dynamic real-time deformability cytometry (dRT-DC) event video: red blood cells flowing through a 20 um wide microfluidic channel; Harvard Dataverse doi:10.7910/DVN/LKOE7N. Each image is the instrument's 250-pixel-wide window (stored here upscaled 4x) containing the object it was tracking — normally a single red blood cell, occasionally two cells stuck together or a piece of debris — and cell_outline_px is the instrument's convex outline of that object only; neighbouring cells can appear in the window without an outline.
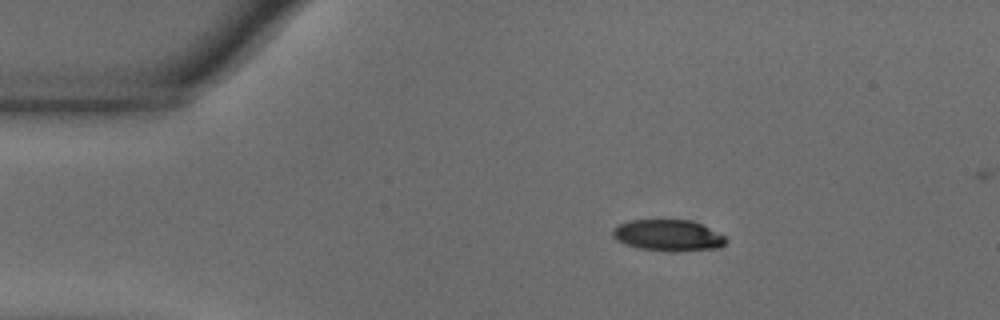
{"species": "common noctule bat (a hibernating species)", "species_latin": "Nyctalus noctula", "temperature_condition": "warm", "stored_images_in_passage": 46, "camera_frame_rate_fps": 3000, "um_per_image_px": 0.085, "animal": {"sex": "male", "body_mass_g": 18.8}, "frame": {"image": 1, "passage_image": 1, "time_ms": 0.0, "image_size_px": [1000, 320], "cell_outline_px": [[728, 240], [720, 248], [676, 252], [668, 252], [640, 248], [624, 244], [616, 240], [612, 236], [612, 232], [620, 224], [628, 220], [692, 220], [724, 236]], "centroid_in_image_um": [56.79, 20.02], "position_along_channel_um": 28.2, "area_um2": 20.69}}
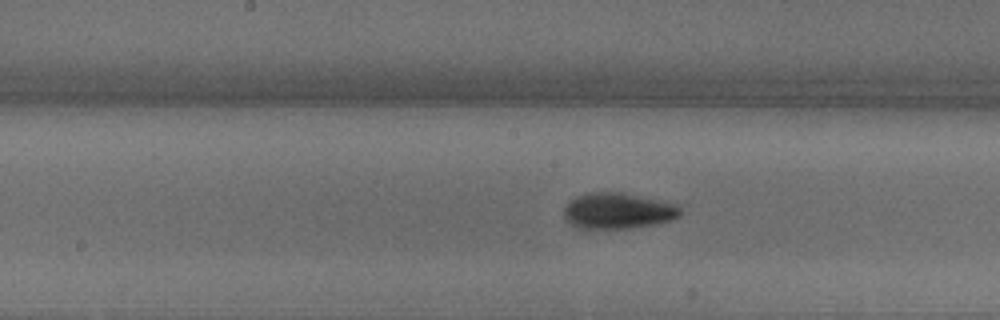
{"frame": {"image": 2, "passage_image": 19, "time_ms": 6.0, "image_size_px": [1000, 320], "cell_outline_px": [[680, 216], [672, 220], [652, 224], [628, 228], [580, 228], [564, 220], [564, 208], [568, 200], [584, 192], [620, 192], [676, 204], [680, 208]], "centroid_in_image_um": [52.46, 17.91], "position_along_channel_um": 195.7, "area_um2": 24.28}}
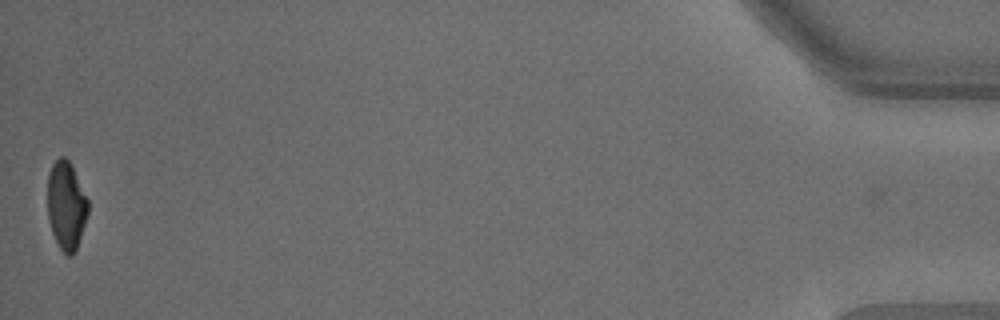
{"frame": {"image": 3, "passage_image": 46, "time_ms": 15.0, "image_size_px": [1000, 320], "cell_outline_px": [[88, 212], [76, 248], [72, 256], [68, 256], [60, 248], [52, 232], [48, 216], [48, 176], [52, 164], [60, 156], [64, 156], [68, 160], [88, 200]], "centroid_in_image_um": [5.61, 17.46], "position_along_channel_um": 429.6, "area_um2": 20.29}, "authors_computed_cell_mechanics": {"area_um2": 22.7443, "velocity_mm_per_s": 3.6757, "shape_relaxation_time_tau1_ms": 2.8213, "shape_relaxation_time_tau2_ms": 2.5181, "deformation_change_tau1": 0.148, "deformation_change_tau2": 0.0724}}